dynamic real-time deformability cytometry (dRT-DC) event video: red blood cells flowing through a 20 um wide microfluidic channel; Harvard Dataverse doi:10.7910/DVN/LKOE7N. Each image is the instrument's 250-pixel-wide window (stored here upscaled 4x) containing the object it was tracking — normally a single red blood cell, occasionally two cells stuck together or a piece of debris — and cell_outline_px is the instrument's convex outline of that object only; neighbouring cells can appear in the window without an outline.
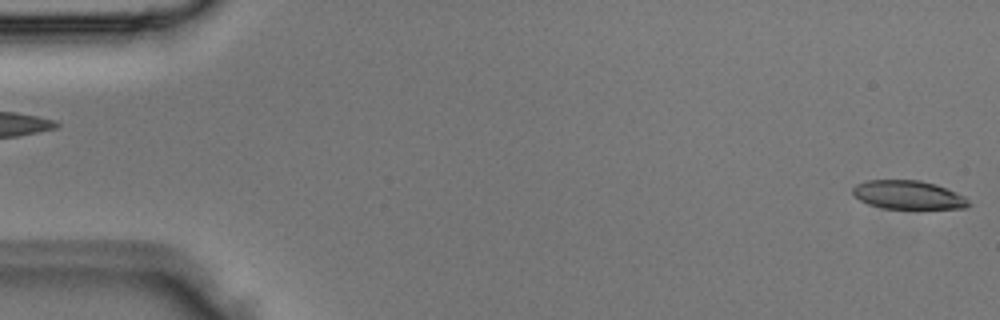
{"species": "Egyptian fruit bat (a non-hibernating species)", "species_latin": "Rousettus aegyptiacus", "temperature_condition": "room temperature", "stored_images_in_passage": 3, "camera_frame_rate_fps": 3000, "um_per_image_px": 0.085, "animal": {"sex": "male"}, "frame": {"image": 1, "passage_image": 3, "time_ms": 0.667, "image_size_px": [1000, 320], "cell_outline_px": [[972, 204], [968, 208], [884, 208], [868, 204], [860, 200], [852, 192], [852, 188], [856, 184], [868, 180], [920, 180], [936, 184], [964, 196]], "centroid_in_image_um": [77.2, 16.56], "position_along_channel_um": 7.8, "area_um2": 19.19}}